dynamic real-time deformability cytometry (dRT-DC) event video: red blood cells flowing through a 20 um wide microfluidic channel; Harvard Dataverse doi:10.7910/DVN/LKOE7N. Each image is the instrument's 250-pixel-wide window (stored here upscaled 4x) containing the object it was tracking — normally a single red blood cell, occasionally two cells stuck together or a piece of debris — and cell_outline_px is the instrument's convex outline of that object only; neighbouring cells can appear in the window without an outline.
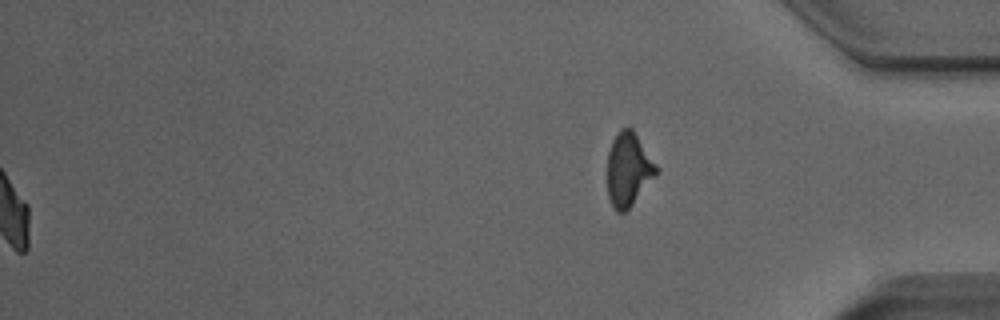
{"species": "Egyptian fruit bat (a non-hibernating species)", "species_latin": "Rousettus aegyptiacus", "temperature_condition": "room temperature", "stored_images_in_passage": 53, "segment_of_instrument_passage": [2, 2], "camera_frame_rate_fps": 3000, "um_per_image_px": 0.085, "animal": {"sex": "male"}, "frame": {"image": 1, "passage_image": 53, "time_ms": 17.333, "image_size_px": [1000, 320], "cell_outline_px": [[656, 172], [632, 204], [624, 212], [616, 212], [608, 196], [608, 152], [612, 140], [616, 132], [620, 128], [628, 124], [632, 128], [656, 164]], "centroid_in_image_um": [53.37, 14.33], "position_along_channel_um": 381.8, "area_um2": 20.52}}